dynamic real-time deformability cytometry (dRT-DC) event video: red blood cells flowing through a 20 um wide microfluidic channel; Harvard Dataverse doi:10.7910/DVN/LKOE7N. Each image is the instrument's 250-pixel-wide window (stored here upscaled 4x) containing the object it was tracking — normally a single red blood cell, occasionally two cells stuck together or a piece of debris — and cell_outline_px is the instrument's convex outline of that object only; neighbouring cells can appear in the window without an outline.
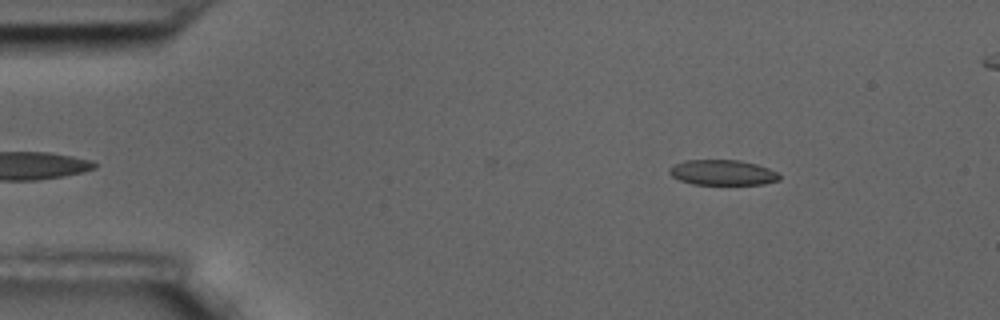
{"species": "common noctule bat (a hibernating species)", "species_latin": "Nyctalus noctula", "temperature_condition": "room temperature", "stored_images_in_passage": 41, "camera_frame_rate_fps": 3000, "um_per_image_px": 0.085, "animal": {"sex": "male", "body_mass_g": 17.5, "forearm_length_mm": 52.3}, "frame": {"image": 1, "passage_image": 3, "time_ms": 0.667, "image_size_px": [1000, 320], "cell_outline_px": [[780, 180], [764, 184], [692, 184], [680, 180], [672, 176], [668, 172], [668, 168], [676, 164], [688, 160], [740, 160], [756, 164], [768, 168], [776, 172], [780, 176]], "centroid_in_image_um": [61.42, 14.67], "position_along_channel_um": 23.6, "area_um2": 16.13}}
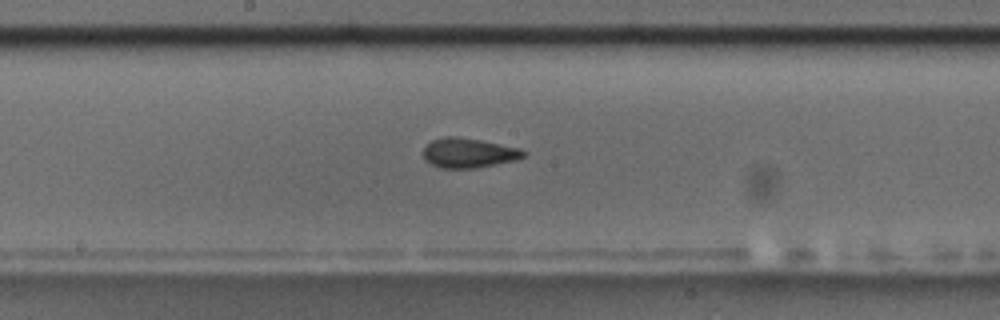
{"frame": {"image": 2, "passage_image": 25, "time_ms": 8.0, "image_size_px": [1000, 320], "cell_outline_px": [[528, 152], [524, 156], [516, 160], [476, 168], [440, 168], [424, 160], [424, 148], [432, 140], [444, 136], [456, 136], [480, 140], [520, 148]], "centroid_in_image_um": [39.84, 13.0], "position_along_channel_um": 208.4, "area_um2": 17.34}}
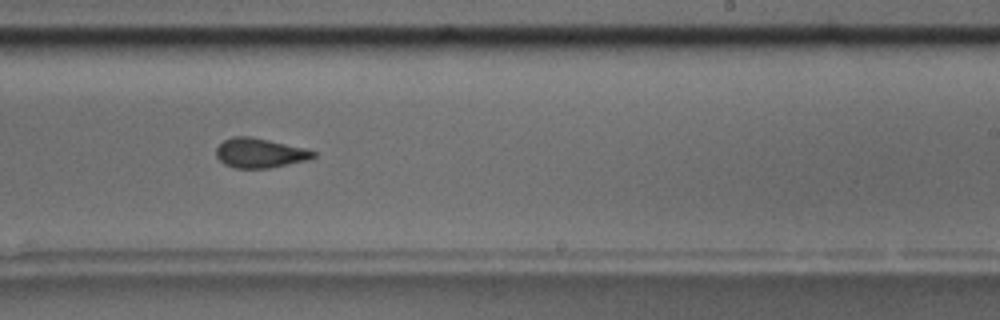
{"frame": {"image": 3, "passage_image": 30, "time_ms": 9.667, "image_size_px": [1000, 320], "cell_outline_px": [[316, 156], [308, 160], [268, 168], [236, 168], [224, 164], [216, 156], [216, 148], [224, 140], [232, 136], [252, 136], [304, 148], [316, 152]], "centroid_in_image_um": [22.07, 13.0], "position_along_channel_um": 266.9, "area_um2": 16.7}, "authors_computed_cell_mechanics": {"area_um2": 17.051, "velocity_mm_per_s": 3.5218, "shape_relaxation_time_tau1_ms": 8.7479, "shape_relaxation_time_tau2_ms": 1.4507, "deformation_change_tau1": 0.1556, "deformation_change_tau2": 0.0742}}